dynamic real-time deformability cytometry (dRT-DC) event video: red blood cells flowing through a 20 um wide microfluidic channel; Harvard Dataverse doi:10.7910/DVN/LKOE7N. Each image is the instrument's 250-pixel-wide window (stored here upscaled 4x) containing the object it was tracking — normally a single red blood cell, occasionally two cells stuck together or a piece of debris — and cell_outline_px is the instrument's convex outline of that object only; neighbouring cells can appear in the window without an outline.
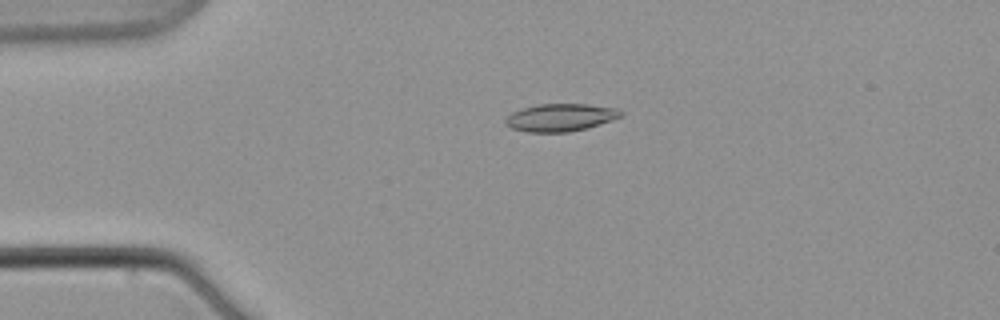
{"species": "common noctule bat (a hibernating species)", "species_latin": "Nyctalus noctula", "temperature_condition": "warm", "stored_images_in_passage": 5, "camera_frame_rate_fps": 3000, "um_per_image_px": 0.085, "animal": {"sex": "male", "body_mass_g": 21.5, "forearm_length_mm": 52.0}, "frame": {"image": 1, "passage_image": 3, "time_ms": 2.333, "image_size_px": [1000, 320], "cell_outline_px": [[624, 116], [588, 128], [568, 132], [528, 132], [512, 128], [504, 124], [504, 120], [512, 112], [524, 108], [540, 104], [588, 104], [620, 108], [624, 112]], "centroid_in_image_um": [47.7, 9.98], "position_along_channel_um": 37.3, "area_um2": 18.73}}
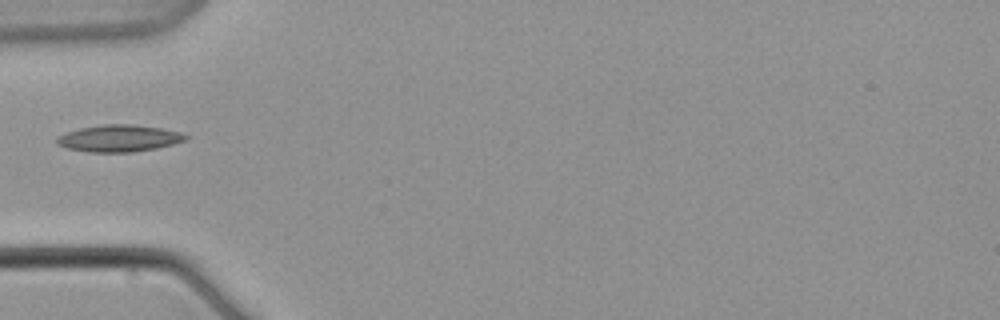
{"frame": {"image": 2, "passage_image": 5, "time_ms": 5.0, "image_size_px": [1000, 320], "cell_outline_px": [[188, 140], [156, 148], [132, 152], [88, 152], [68, 148], [56, 144], [56, 140], [64, 132], [80, 128], [104, 124], [128, 124], [160, 128], [180, 132], [188, 136]], "centroid_in_image_um": [10.11, 11.76], "position_along_channel_um": 74.9, "area_um2": 20.06}}